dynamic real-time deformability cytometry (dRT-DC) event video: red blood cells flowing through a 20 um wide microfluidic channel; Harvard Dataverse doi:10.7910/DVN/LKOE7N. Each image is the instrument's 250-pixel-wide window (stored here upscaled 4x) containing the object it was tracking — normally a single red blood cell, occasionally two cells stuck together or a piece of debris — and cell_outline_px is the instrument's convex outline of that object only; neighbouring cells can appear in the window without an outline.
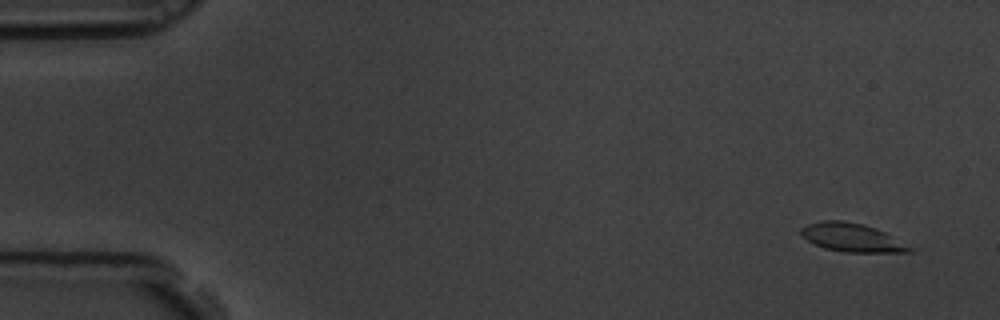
{"species": "common noctule bat (a hibernating species)", "species_latin": "Nyctalus noctula", "temperature_condition": "room temperature", "stored_images_in_passage": 58, "camera_frame_rate_fps": 3000, "um_per_image_px": 0.085, "animal": {"sex": "male", "body_mass_g": 19.5, "forearm_length_mm": 54.6}, "frame": {"image": 1, "passage_image": 3, "time_ms": 0.667, "image_size_px": [1000, 320], "cell_outline_px": [[920, 248], [912, 252], [844, 252], [824, 248], [808, 240], [800, 232], [800, 228], [808, 224], [820, 220], [840, 220], [864, 224], [876, 228]], "centroid_in_image_um": [72.54, 20.2], "position_along_channel_um": 12.5, "area_um2": 18.38}}
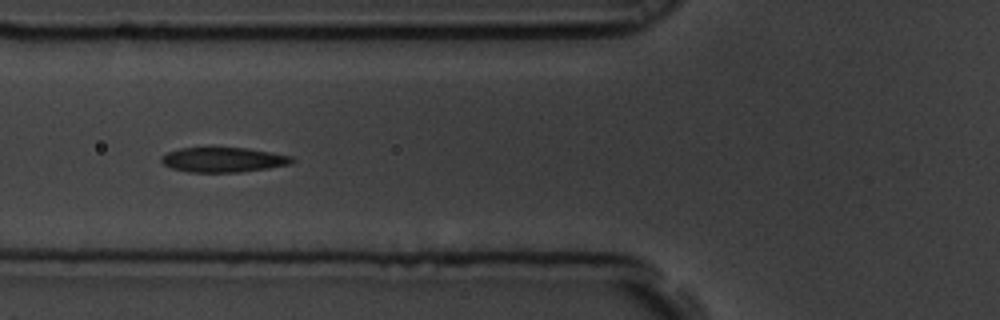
{"frame": {"image": 2, "passage_image": 22, "time_ms": 7.0, "image_size_px": [1000, 320], "cell_outline_px": [[296, 160], [292, 164], [268, 168], [240, 172], [188, 172], [172, 168], [164, 164], [160, 160], [160, 156], [168, 152], [180, 148], [244, 148], [292, 156]], "centroid_in_image_um": [18.98, 13.59], "position_along_channel_um": 106.8, "area_um2": 18.79}}
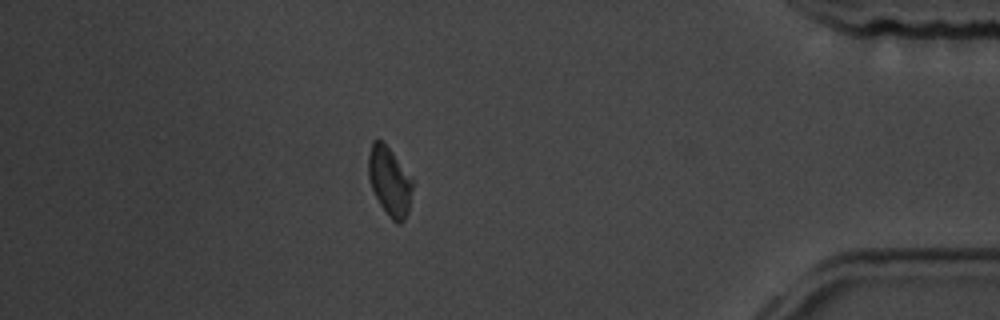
{"frame": {"image": 3, "passage_image": 51, "time_ms": 16.667, "image_size_px": [1000, 320], "cell_outline_px": [[412, 188], [408, 212], [404, 220], [400, 224], [396, 224], [388, 216], [380, 204], [372, 188], [368, 176], [368, 156], [372, 140], [380, 140], [392, 152], [412, 176]], "centroid_in_image_um": [33.11, 15.42], "position_along_channel_um": 402.1, "area_um2": 17.63}, "authors_computed_cell_mechanics": {"area_um2": 18.5538, "velocity_mm_per_s": 3.4877, "shape_relaxation_time_tau1_ms": 5.6654, "shape_relaxation_time_tau2_ms": 3.3766, "deformation_change_tau1": 0.1566, "deformation_change_tau2": 0.0701}}